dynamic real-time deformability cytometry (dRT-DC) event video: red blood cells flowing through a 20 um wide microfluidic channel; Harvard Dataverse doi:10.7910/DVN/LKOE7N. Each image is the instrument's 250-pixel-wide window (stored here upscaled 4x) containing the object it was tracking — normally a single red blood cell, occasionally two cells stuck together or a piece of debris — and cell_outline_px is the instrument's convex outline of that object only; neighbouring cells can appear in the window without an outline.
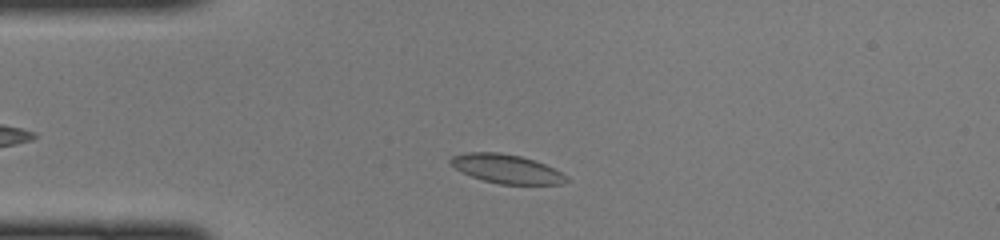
{"species": "common noctule bat (a hibernating species)", "species_latin": "Nyctalus noctula", "temperature_condition": "cold", "stored_images_in_passage": 37, "camera_frame_rate_fps": 3000, "um_per_image_px": 0.085, "animal": {"sex": "female", "body_mass_g": 22.0, "forearm_length_mm": 56.7}, "frame": {"image": 1, "passage_image": 5, "time_ms": 1.333, "image_size_px": [1000, 240], "cell_outline_px": [[568, 180], [564, 184], [500, 184], [484, 180], [460, 172], [448, 160], [452, 156], [468, 152], [500, 152], [520, 156], [544, 164], [568, 176]], "centroid_in_image_um": [43.04, 14.35], "position_along_channel_um": 42.0, "area_um2": 19.31}}
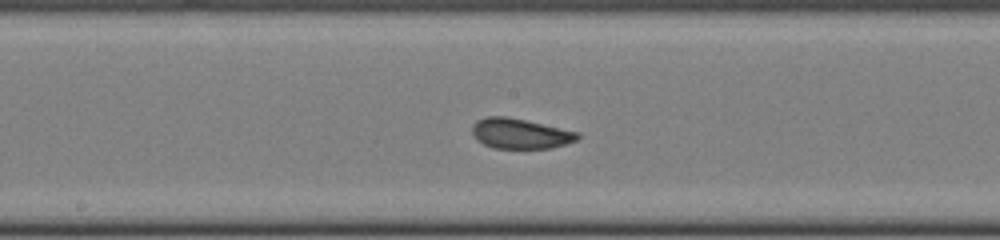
{"frame": {"image": 2, "passage_image": 18, "time_ms": 5.667, "image_size_px": [1000, 240], "cell_outline_px": [[580, 136], [576, 140], [552, 148], [492, 148], [476, 140], [472, 132], [472, 124], [476, 120], [484, 116], [504, 116], [524, 120], [580, 132]], "centroid_in_image_um": [44.18, 11.35], "position_along_channel_um": 204.0, "area_um2": 18.55}}
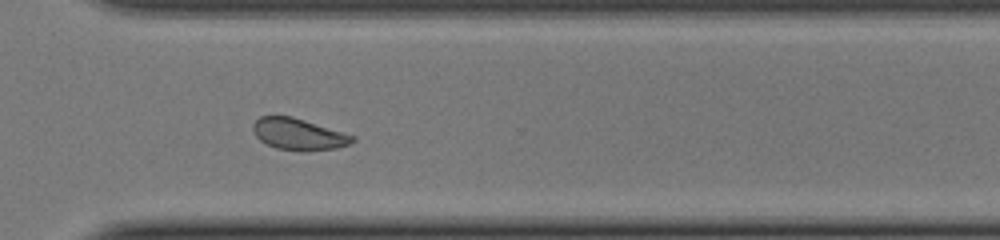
{"frame": {"image": 3, "passage_image": 28, "time_ms": 9.0, "image_size_px": [1000, 240], "cell_outline_px": [[356, 140], [348, 144], [336, 148], [304, 152], [276, 148], [260, 140], [256, 136], [252, 128], [252, 124], [260, 116], [292, 116], [356, 136]], "centroid_in_image_um": [25.38, 11.41], "position_along_channel_um": 345.2, "area_um2": 18.32}}